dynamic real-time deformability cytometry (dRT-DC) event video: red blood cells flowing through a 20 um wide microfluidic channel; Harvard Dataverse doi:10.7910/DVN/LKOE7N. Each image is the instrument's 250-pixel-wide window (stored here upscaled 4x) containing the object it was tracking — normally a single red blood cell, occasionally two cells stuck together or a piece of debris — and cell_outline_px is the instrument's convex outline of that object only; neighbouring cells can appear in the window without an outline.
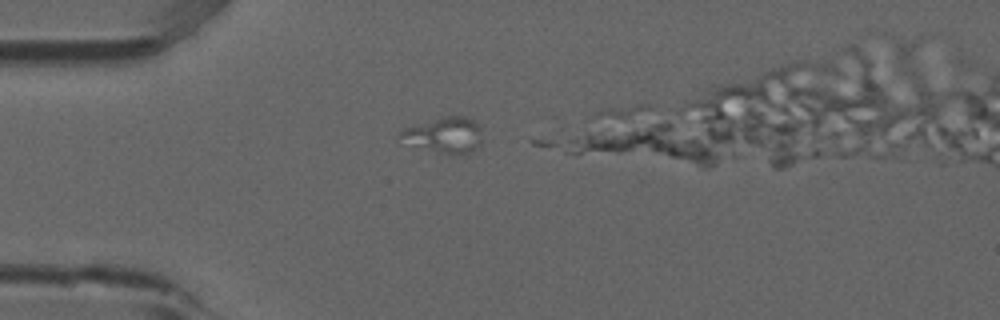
{"species": "common noctule bat (a hibernating species)", "species_latin": "Nyctalus noctula", "temperature_condition": "room temperature", "stored_images_in_passage": 32, "camera_frame_rate_fps": 3000, "um_per_image_px": 0.085, "animal": {"sex": "male", "forearm_length_mm": 52.5}, "frame": {"image": 1, "passage_image": 4, "time_ms": 1.0, "image_size_px": [1000, 320], "cell_outline_px": [[480, 144], [468, 152], [460, 156], [440, 152], [400, 136], [400, 132], [404, 128], [444, 116], [468, 116], [480, 128]], "centroid_in_image_um": [37.89, 11.44], "position_along_channel_um": 47.1, "area_um2": 15.9}}